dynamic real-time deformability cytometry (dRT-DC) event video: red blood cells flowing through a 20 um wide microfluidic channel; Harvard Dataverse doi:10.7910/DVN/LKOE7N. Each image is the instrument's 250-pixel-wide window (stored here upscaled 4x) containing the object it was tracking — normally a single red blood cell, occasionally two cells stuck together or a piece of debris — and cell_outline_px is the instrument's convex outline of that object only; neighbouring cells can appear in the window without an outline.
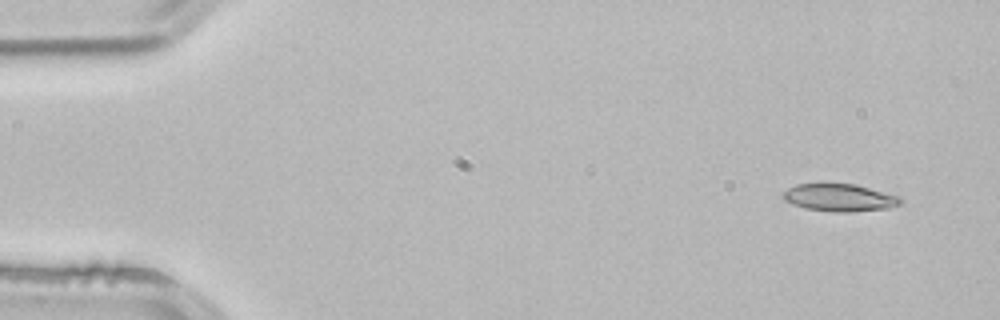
{"species": "common noctule bat (a hibernating species)", "species_latin": "Nyctalus noctula", "temperature_condition": "room temperature", "stored_images_in_passage": 3, "camera_frame_rate_fps": 3000, "um_per_image_px": 0.085, "animal": {"sex": "male", "body_mass_g": 21.5, "forearm_length_mm": 52.0}, "frame": {"image": 1, "passage_image": 1, "time_ms": 0.0, "image_size_px": [1000, 320], "cell_outline_px": [[904, 200], [900, 204], [888, 208], [848, 212], [832, 212], [804, 208], [792, 204], [784, 200], [780, 196], [788, 188], [796, 184], [856, 184], [900, 196]], "centroid_in_image_um": [71.36, 16.8], "position_along_channel_um": 13.6, "area_um2": 18.9}}